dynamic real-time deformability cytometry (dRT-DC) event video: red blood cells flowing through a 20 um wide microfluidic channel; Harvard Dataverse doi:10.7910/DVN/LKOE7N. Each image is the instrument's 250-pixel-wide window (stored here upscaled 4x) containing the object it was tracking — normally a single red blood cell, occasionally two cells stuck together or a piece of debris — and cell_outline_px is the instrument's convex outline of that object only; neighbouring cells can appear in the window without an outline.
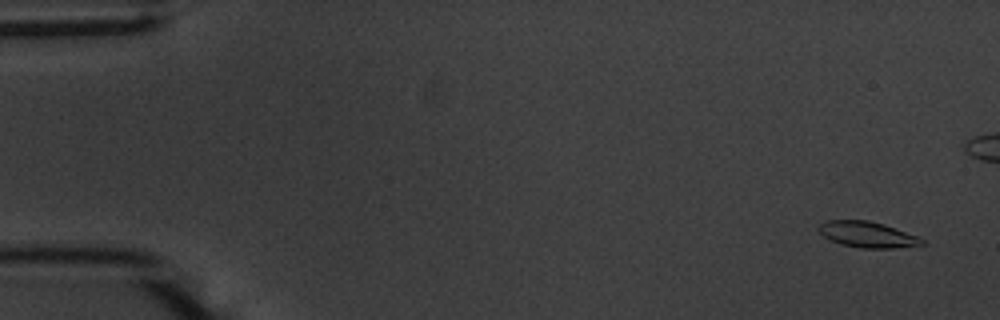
{"species": "common noctule bat (a hibernating species)", "species_latin": "Nyctalus noctula", "temperature_condition": "warm", "stored_images_in_passage": 57, "camera_frame_rate_fps": 3000, "um_per_image_px": 0.085, "animal": {"sex": "male", "body_mass_g": 20.1, "forearm_length_mm": 53.5}, "frame": {"image": 1, "passage_image": 3, "time_ms": 0.667, "image_size_px": [1000, 320], "cell_outline_px": [[924, 244], [892, 248], [860, 248], [840, 244], [824, 236], [816, 228], [820, 224], [828, 220], [868, 220], [884, 224], [916, 236], [924, 240]], "centroid_in_image_um": [73.69, 19.93], "position_along_channel_um": 11.3, "area_um2": 15.37}}
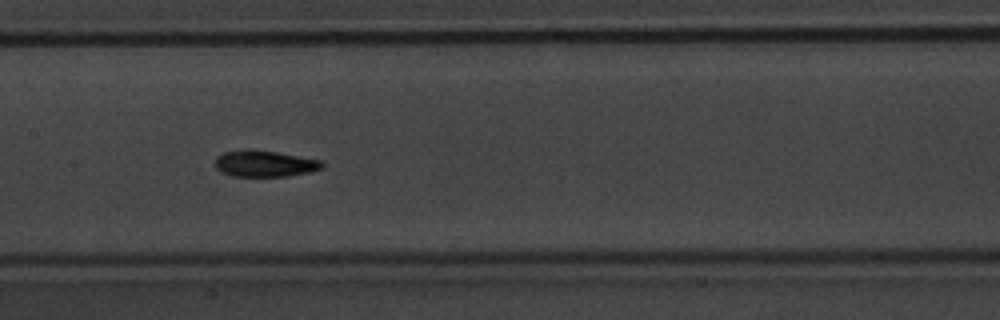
{"frame": {"image": 2, "passage_image": 28, "time_ms": 9.0, "image_size_px": [1000, 320], "cell_outline_px": [[324, 164], [320, 168], [308, 172], [288, 176], [232, 176], [220, 172], [216, 168], [216, 156], [224, 152], [244, 148], [252, 148], [324, 160]], "centroid_in_image_um": [22.46, 13.89], "position_along_channel_um": 184.9, "area_um2": 16.65}}
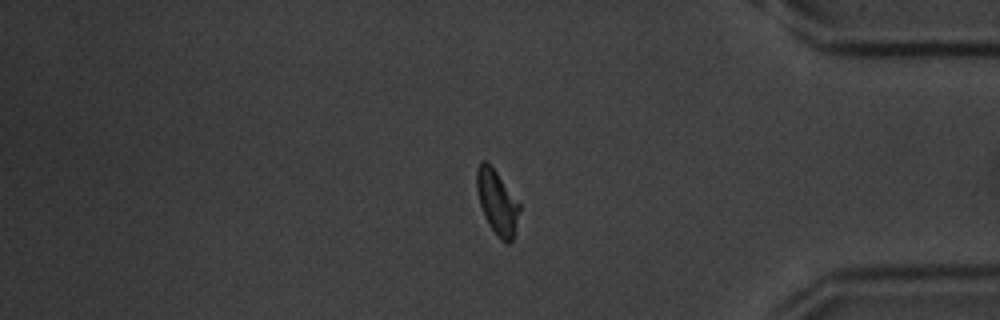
{"frame": {"image": 3, "passage_image": 47, "time_ms": 15.333, "image_size_px": [1000, 320], "cell_outline_px": [[520, 208], [512, 240], [508, 244], [504, 244], [496, 236], [488, 224], [484, 216], [480, 204], [476, 188], [476, 168], [480, 160], [484, 160], [496, 172], [520, 204]], "centroid_in_image_um": [42.23, 17.22], "position_along_channel_um": 393.0, "area_um2": 15.9}, "authors_computed_cell_mechanics": {"area_um2": 15.8372, "velocity_mm_per_s": 3.6576, "shape_relaxation_time_tau1_ms": 2.2472, "shape_relaxation_time_tau2_ms": 2.5158, "deformation_change_tau1": 0.1544, "deformation_change_tau2": 0.0939}}